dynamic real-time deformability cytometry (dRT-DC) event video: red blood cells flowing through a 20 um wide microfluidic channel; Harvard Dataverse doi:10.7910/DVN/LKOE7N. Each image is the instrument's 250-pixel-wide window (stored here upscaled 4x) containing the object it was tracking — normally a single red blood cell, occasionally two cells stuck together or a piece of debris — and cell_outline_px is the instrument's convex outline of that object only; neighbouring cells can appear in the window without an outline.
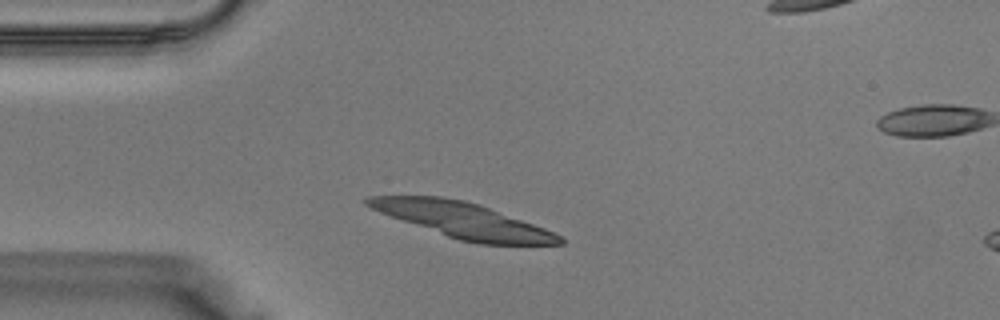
{"species": "Egyptian fruit bat (a non-hibernating species)", "species_latin": "Rousettus aegyptiacus", "temperature_condition": "warm", "stored_images_in_passage": 36, "segment_of_instrument_passage": [1, 2], "camera_frame_rate_fps": 3000, "um_per_image_px": 0.085, "animal": {"sex": "male"}, "frame": {"image": 1, "passage_image": 6, "time_ms": 1.667, "image_size_px": [1000, 320], "cell_outline_px": [[564, 244], [480, 244], [460, 240], [448, 236], [380, 212], [364, 204], [364, 200], [368, 196], [440, 196], [464, 200], [488, 208], [544, 228], [564, 236]], "centroid_in_image_um": [39.36, 18.72], "position_along_channel_um": 45.6, "area_um2": 38.67}}